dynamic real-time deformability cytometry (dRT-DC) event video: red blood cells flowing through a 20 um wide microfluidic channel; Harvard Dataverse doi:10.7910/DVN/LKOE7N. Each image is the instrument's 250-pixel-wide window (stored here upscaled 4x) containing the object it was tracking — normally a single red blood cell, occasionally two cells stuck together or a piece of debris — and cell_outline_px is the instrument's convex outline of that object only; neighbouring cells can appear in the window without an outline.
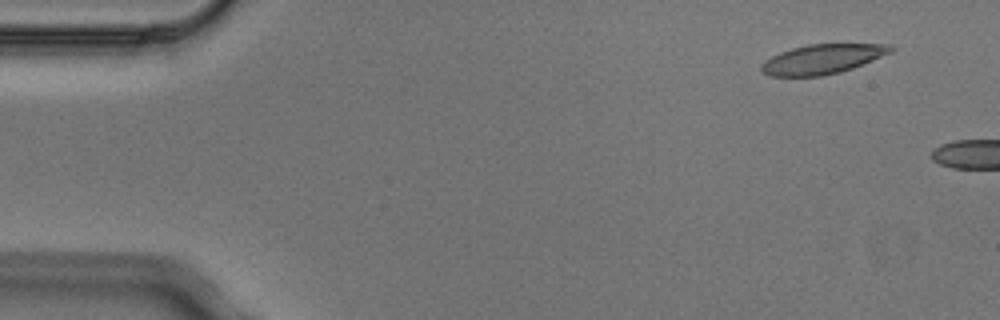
{"species": "Egyptian fruit bat (a non-hibernating species)", "species_latin": "Rousettus aegyptiacus", "temperature_condition": "cold", "stored_images_in_passage": 2, "camera_frame_rate_fps": 3000, "um_per_image_px": 0.085, "animal": {"sex": "male"}, "frame": {"image": 1, "passage_image": 1, "time_ms": 0.0, "image_size_px": [1000, 320], "cell_outline_px": [[896, 48], [892, 52], [852, 68], [840, 72], [824, 76], [768, 76], [760, 72], [760, 64], [764, 60], [780, 52], [792, 48], [808, 44], [892, 44]], "centroid_in_image_um": [69.88, 5.03], "position_along_channel_um": 15.1, "area_um2": 22.48}}